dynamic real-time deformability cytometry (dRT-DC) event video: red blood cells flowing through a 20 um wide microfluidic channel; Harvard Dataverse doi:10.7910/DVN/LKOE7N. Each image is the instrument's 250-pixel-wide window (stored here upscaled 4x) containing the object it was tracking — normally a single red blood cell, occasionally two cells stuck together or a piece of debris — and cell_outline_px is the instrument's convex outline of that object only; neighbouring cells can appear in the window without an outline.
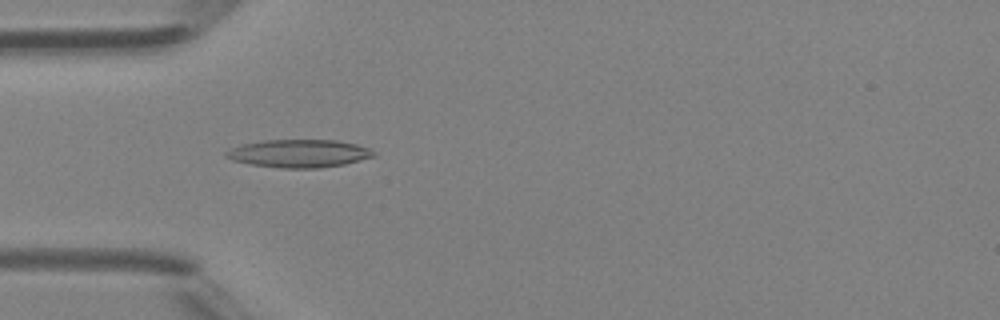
{"species": "Egyptian fruit bat (a non-hibernating species)", "species_latin": "Rousettus aegyptiacus", "temperature_condition": "room temperature", "stored_images_in_passage": 35, "camera_frame_rate_fps": 3000, "um_per_image_px": 0.085, "animal": {"sex": "female"}, "frame": {"image": 1, "passage_image": 2, "time_ms": 0.333, "image_size_px": [1000, 320], "cell_outline_px": [[376, 156], [344, 164], [320, 168], [284, 168], [252, 164], [232, 160], [224, 156], [224, 152], [240, 144], [264, 140], [336, 140], [356, 144], [368, 148], [376, 152]], "centroid_in_image_um": [25.41, 13.04], "position_along_channel_um": 59.6, "area_um2": 23.99}}
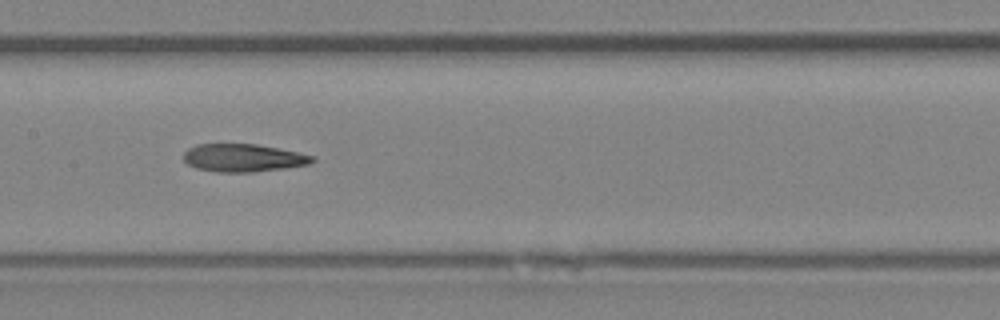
{"frame": {"image": 2, "passage_image": 11, "time_ms": 3.333, "image_size_px": [1000, 320], "cell_outline_px": [[316, 160], [308, 164], [284, 168], [248, 172], [220, 172], [196, 168], [188, 164], [184, 160], [184, 152], [188, 148], [196, 144], [256, 144], [296, 152], [312, 156]], "centroid_in_image_um": [20.63, 13.41], "position_along_channel_um": 186.8, "area_um2": 20.58}}
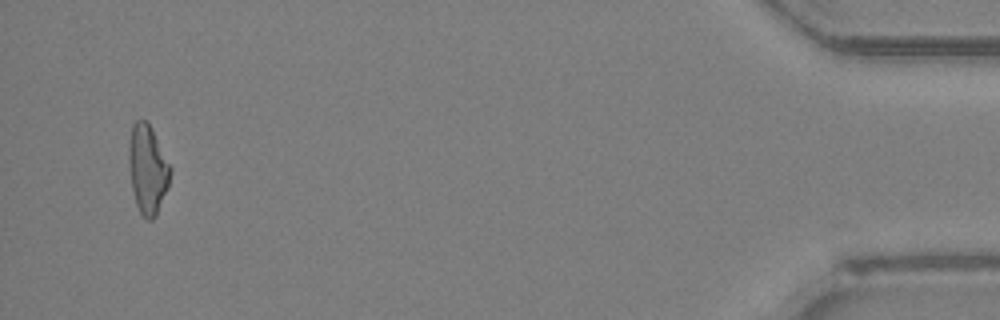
{"frame": {"image": 3, "passage_image": 33, "time_ms": 10.667, "image_size_px": [1000, 320], "cell_outline_px": [[172, 172], [168, 188], [156, 216], [152, 220], [148, 220], [140, 212], [136, 204], [132, 188], [128, 160], [128, 148], [132, 124], [136, 120], [144, 120], [152, 128], [172, 168]], "centroid_in_image_um": [12.56, 14.38], "position_along_channel_um": 422.6, "area_um2": 21.62}, "authors_computed_cell_mechanics": {"area_um2": 21.097, "velocity_mm_per_s": 4.3783, "shape_relaxation_time_tau1_ms": null, "shape_relaxation_time_tau2_ms": 4.234, "deformation_change_tau1": null, "deformation_change_tau2": 0.1638}}